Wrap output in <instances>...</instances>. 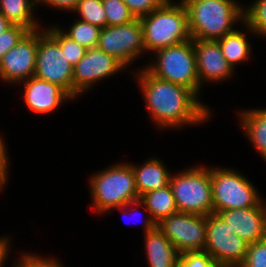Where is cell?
<instances>
[{"instance_id": "6da1fadb", "label": "cell", "mask_w": 266, "mask_h": 267, "mask_svg": "<svg viewBox=\"0 0 266 267\" xmlns=\"http://www.w3.org/2000/svg\"><path fill=\"white\" fill-rule=\"evenodd\" d=\"M130 74L142 95L148 122L154 124L153 128L159 133L201 127L216 117L215 108L190 89L159 79L145 67Z\"/></svg>"}, {"instance_id": "7a4b0ae2", "label": "cell", "mask_w": 266, "mask_h": 267, "mask_svg": "<svg viewBox=\"0 0 266 267\" xmlns=\"http://www.w3.org/2000/svg\"><path fill=\"white\" fill-rule=\"evenodd\" d=\"M108 164L86 178L91 199V211L96 217L105 215L115 207L140 200L134 172L128 160Z\"/></svg>"}, {"instance_id": "3957f363", "label": "cell", "mask_w": 266, "mask_h": 267, "mask_svg": "<svg viewBox=\"0 0 266 267\" xmlns=\"http://www.w3.org/2000/svg\"><path fill=\"white\" fill-rule=\"evenodd\" d=\"M191 39L217 40L244 22L242 0H181Z\"/></svg>"}, {"instance_id": "277c9868", "label": "cell", "mask_w": 266, "mask_h": 267, "mask_svg": "<svg viewBox=\"0 0 266 267\" xmlns=\"http://www.w3.org/2000/svg\"><path fill=\"white\" fill-rule=\"evenodd\" d=\"M140 20L147 59L159 49L191 39L187 10L181 0H166Z\"/></svg>"}, {"instance_id": "5b68a950", "label": "cell", "mask_w": 266, "mask_h": 267, "mask_svg": "<svg viewBox=\"0 0 266 267\" xmlns=\"http://www.w3.org/2000/svg\"><path fill=\"white\" fill-rule=\"evenodd\" d=\"M143 66L159 79L190 89L202 100L204 89L198 79L193 39L155 51Z\"/></svg>"}, {"instance_id": "8992f818", "label": "cell", "mask_w": 266, "mask_h": 267, "mask_svg": "<svg viewBox=\"0 0 266 267\" xmlns=\"http://www.w3.org/2000/svg\"><path fill=\"white\" fill-rule=\"evenodd\" d=\"M183 167L174 169L169 183L178 211L202 216L213 214L210 165L199 162Z\"/></svg>"}, {"instance_id": "52a82bcc", "label": "cell", "mask_w": 266, "mask_h": 267, "mask_svg": "<svg viewBox=\"0 0 266 267\" xmlns=\"http://www.w3.org/2000/svg\"><path fill=\"white\" fill-rule=\"evenodd\" d=\"M213 211L234 210L257 206L265 196L240 169L210 165Z\"/></svg>"}, {"instance_id": "ba28073f", "label": "cell", "mask_w": 266, "mask_h": 267, "mask_svg": "<svg viewBox=\"0 0 266 267\" xmlns=\"http://www.w3.org/2000/svg\"><path fill=\"white\" fill-rule=\"evenodd\" d=\"M97 48L108 55L114 56L131 73L144 67L135 64H139L138 61L141 58L147 63L145 61L147 56H145L143 29L139 18L127 24L106 26L101 29Z\"/></svg>"}, {"instance_id": "9c48e42d", "label": "cell", "mask_w": 266, "mask_h": 267, "mask_svg": "<svg viewBox=\"0 0 266 267\" xmlns=\"http://www.w3.org/2000/svg\"><path fill=\"white\" fill-rule=\"evenodd\" d=\"M125 71L130 76L131 72L114 56L97 47L87 49L84 57L73 66V99L75 102L82 99L86 93L93 92L95 87L102 86L103 81L108 82L111 77L123 75Z\"/></svg>"}, {"instance_id": "30bf717a", "label": "cell", "mask_w": 266, "mask_h": 267, "mask_svg": "<svg viewBox=\"0 0 266 267\" xmlns=\"http://www.w3.org/2000/svg\"><path fill=\"white\" fill-rule=\"evenodd\" d=\"M35 77L56 84L73 98V66L59 43L45 30L38 29Z\"/></svg>"}, {"instance_id": "8fae6325", "label": "cell", "mask_w": 266, "mask_h": 267, "mask_svg": "<svg viewBox=\"0 0 266 267\" xmlns=\"http://www.w3.org/2000/svg\"><path fill=\"white\" fill-rule=\"evenodd\" d=\"M248 246L249 243L234 234L217 214L207 216L204 251L219 267H239L245 259Z\"/></svg>"}, {"instance_id": "7c38bea8", "label": "cell", "mask_w": 266, "mask_h": 267, "mask_svg": "<svg viewBox=\"0 0 266 267\" xmlns=\"http://www.w3.org/2000/svg\"><path fill=\"white\" fill-rule=\"evenodd\" d=\"M156 226L180 254L205 248L207 216L177 211Z\"/></svg>"}, {"instance_id": "4fadbf2b", "label": "cell", "mask_w": 266, "mask_h": 267, "mask_svg": "<svg viewBox=\"0 0 266 267\" xmlns=\"http://www.w3.org/2000/svg\"><path fill=\"white\" fill-rule=\"evenodd\" d=\"M38 29L28 31L19 42L4 54L0 62V82L15 88L35 74ZM8 85V86H6Z\"/></svg>"}, {"instance_id": "5bb4252c", "label": "cell", "mask_w": 266, "mask_h": 267, "mask_svg": "<svg viewBox=\"0 0 266 267\" xmlns=\"http://www.w3.org/2000/svg\"><path fill=\"white\" fill-rule=\"evenodd\" d=\"M18 89L22 87L19 93L22 103L26 110L34 116L46 117L47 115L59 112L64 104L74 103V99L61 87L48 81L39 79L35 76L22 81L15 86ZM23 95V96H22Z\"/></svg>"}, {"instance_id": "9a60e30c", "label": "cell", "mask_w": 266, "mask_h": 267, "mask_svg": "<svg viewBox=\"0 0 266 267\" xmlns=\"http://www.w3.org/2000/svg\"><path fill=\"white\" fill-rule=\"evenodd\" d=\"M196 54L197 73L200 86L205 89L213 85H222L230 82L236 72L224 58L222 49L217 40L193 39ZM205 86V88H204Z\"/></svg>"}, {"instance_id": "2e32d148", "label": "cell", "mask_w": 266, "mask_h": 267, "mask_svg": "<svg viewBox=\"0 0 266 267\" xmlns=\"http://www.w3.org/2000/svg\"><path fill=\"white\" fill-rule=\"evenodd\" d=\"M215 214L249 244L266 238V198L254 207L223 210Z\"/></svg>"}, {"instance_id": "e0dca14e", "label": "cell", "mask_w": 266, "mask_h": 267, "mask_svg": "<svg viewBox=\"0 0 266 267\" xmlns=\"http://www.w3.org/2000/svg\"><path fill=\"white\" fill-rule=\"evenodd\" d=\"M254 36L256 37V34L243 22L231 33L217 39L224 58L236 73H238L237 68H239V65L242 66L253 61L254 41L251 39L254 40Z\"/></svg>"}, {"instance_id": "ac0fdd59", "label": "cell", "mask_w": 266, "mask_h": 267, "mask_svg": "<svg viewBox=\"0 0 266 267\" xmlns=\"http://www.w3.org/2000/svg\"><path fill=\"white\" fill-rule=\"evenodd\" d=\"M235 108L236 121L255 153L266 162V107ZM238 119V120H237Z\"/></svg>"}, {"instance_id": "d6986e66", "label": "cell", "mask_w": 266, "mask_h": 267, "mask_svg": "<svg viewBox=\"0 0 266 267\" xmlns=\"http://www.w3.org/2000/svg\"><path fill=\"white\" fill-rule=\"evenodd\" d=\"M151 154L142 163L128 161L134 172L136 189L141 197L143 194L165 188L170 183L172 167L166 164L162 158Z\"/></svg>"}, {"instance_id": "ffe728a7", "label": "cell", "mask_w": 266, "mask_h": 267, "mask_svg": "<svg viewBox=\"0 0 266 267\" xmlns=\"http://www.w3.org/2000/svg\"><path fill=\"white\" fill-rule=\"evenodd\" d=\"M142 235L148 267H177L180 253L157 226Z\"/></svg>"}, {"instance_id": "44dd1931", "label": "cell", "mask_w": 266, "mask_h": 267, "mask_svg": "<svg viewBox=\"0 0 266 267\" xmlns=\"http://www.w3.org/2000/svg\"><path fill=\"white\" fill-rule=\"evenodd\" d=\"M37 12L36 0H0V13L12 25H21L29 31L45 25Z\"/></svg>"}, {"instance_id": "7402d4cb", "label": "cell", "mask_w": 266, "mask_h": 267, "mask_svg": "<svg viewBox=\"0 0 266 267\" xmlns=\"http://www.w3.org/2000/svg\"><path fill=\"white\" fill-rule=\"evenodd\" d=\"M140 200L156 224L178 211L170 184L163 189L143 194Z\"/></svg>"}, {"instance_id": "603a6c76", "label": "cell", "mask_w": 266, "mask_h": 267, "mask_svg": "<svg viewBox=\"0 0 266 267\" xmlns=\"http://www.w3.org/2000/svg\"><path fill=\"white\" fill-rule=\"evenodd\" d=\"M71 19L74 20H72L69 25L67 22L66 25L64 22L60 21H58L56 25L77 44H80L86 49L96 48L98 45L101 28L74 17L70 18L69 20Z\"/></svg>"}, {"instance_id": "cb8c5ba5", "label": "cell", "mask_w": 266, "mask_h": 267, "mask_svg": "<svg viewBox=\"0 0 266 267\" xmlns=\"http://www.w3.org/2000/svg\"><path fill=\"white\" fill-rule=\"evenodd\" d=\"M249 1V2H248ZM244 22L258 40L266 37V0H247L243 3Z\"/></svg>"}, {"instance_id": "d4e9b609", "label": "cell", "mask_w": 266, "mask_h": 267, "mask_svg": "<svg viewBox=\"0 0 266 267\" xmlns=\"http://www.w3.org/2000/svg\"><path fill=\"white\" fill-rule=\"evenodd\" d=\"M45 30L59 43L63 55L75 66L85 55L87 49L68 37L54 22H45ZM48 23V24H47Z\"/></svg>"}, {"instance_id": "484cf974", "label": "cell", "mask_w": 266, "mask_h": 267, "mask_svg": "<svg viewBox=\"0 0 266 267\" xmlns=\"http://www.w3.org/2000/svg\"><path fill=\"white\" fill-rule=\"evenodd\" d=\"M70 15H74V18L91 23L101 29L107 26L102 0H79Z\"/></svg>"}, {"instance_id": "4316f807", "label": "cell", "mask_w": 266, "mask_h": 267, "mask_svg": "<svg viewBox=\"0 0 266 267\" xmlns=\"http://www.w3.org/2000/svg\"><path fill=\"white\" fill-rule=\"evenodd\" d=\"M25 250L16 251L14 267H67L57 255L46 256L41 252L39 254L37 251Z\"/></svg>"}, {"instance_id": "83f0119b", "label": "cell", "mask_w": 266, "mask_h": 267, "mask_svg": "<svg viewBox=\"0 0 266 267\" xmlns=\"http://www.w3.org/2000/svg\"><path fill=\"white\" fill-rule=\"evenodd\" d=\"M111 211L113 213H114V211H118L119 213H121V215H123L122 217H125V219H126V217H128L127 220L129 219V217L131 219H134V218L136 219L137 216H140L139 217V220H136V223H137V221H138L137 225H139V223H141V227L143 228L142 229V231H143L142 233H144V234L147 233V232H149V231H152L156 227V225H157L152 220V218H151V216L149 214V211L146 209V206L141 202V200H137V201H134V202L127 203V204H125L122 207L112 208L105 216H107L110 213H112ZM131 215H133V216H131ZM132 217H134V218H132ZM123 220H124V218H123ZM130 222H131V220H130ZM130 224L131 223H129L128 225H130Z\"/></svg>"}, {"instance_id": "f1b7e54d", "label": "cell", "mask_w": 266, "mask_h": 267, "mask_svg": "<svg viewBox=\"0 0 266 267\" xmlns=\"http://www.w3.org/2000/svg\"><path fill=\"white\" fill-rule=\"evenodd\" d=\"M107 26L127 24L136 18L123 0H102Z\"/></svg>"}, {"instance_id": "f546056e", "label": "cell", "mask_w": 266, "mask_h": 267, "mask_svg": "<svg viewBox=\"0 0 266 267\" xmlns=\"http://www.w3.org/2000/svg\"><path fill=\"white\" fill-rule=\"evenodd\" d=\"M239 267H266V238L249 244L245 259Z\"/></svg>"}, {"instance_id": "4dcf8cb0", "label": "cell", "mask_w": 266, "mask_h": 267, "mask_svg": "<svg viewBox=\"0 0 266 267\" xmlns=\"http://www.w3.org/2000/svg\"><path fill=\"white\" fill-rule=\"evenodd\" d=\"M177 267H219L204 250L180 254Z\"/></svg>"}, {"instance_id": "1f68e13d", "label": "cell", "mask_w": 266, "mask_h": 267, "mask_svg": "<svg viewBox=\"0 0 266 267\" xmlns=\"http://www.w3.org/2000/svg\"><path fill=\"white\" fill-rule=\"evenodd\" d=\"M5 135L0 136V194H2L9 184L11 173V155Z\"/></svg>"}, {"instance_id": "d6a6232c", "label": "cell", "mask_w": 266, "mask_h": 267, "mask_svg": "<svg viewBox=\"0 0 266 267\" xmlns=\"http://www.w3.org/2000/svg\"><path fill=\"white\" fill-rule=\"evenodd\" d=\"M28 31L21 25H12L0 35V62L4 54L14 47Z\"/></svg>"}, {"instance_id": "836d02e7", "label": "cell", "mask_w": 266, "mask_h": 267, "mask_svg": "<svg viewBox=\"0 0 266 267\" xmlns=\"http://www.w3.org/2000/svg\"><path fill=\"white\" fill-rule=\"evenodd\" d=\"M166 0H123L135 18H141L160 7Z\"/></svg>"}, {"instance_id": "e575fe53", "label": "cell", "mask_w": 266, "mask_h": 267, "mask_svg": "<svg viewBox=\"0 0 266 267\" xmlns=\"http://www.w3.org/2000/svg\"><path fill=\"white\" fill-rule=\"evenodd\" d=\"M13 234H0V267H8V262L11 263L9 264V267H14V261H15V256H13V252L15 253L14 248V238ZM11 256V257H10ZM12 260H11V259ZM10 260V261H9Z\"/></svg>"}, {"instance_id": "d590c367", "label": "cell", "mask_w": 266, "mask_h": 267, "mask_svg": "<svg viewBox=\"0 0 266 267\" xmlns=\"http://www.w3.org/2000/svg\"><path fill=\"white\" fill-rule=\"evenodd\" d=\"M79 0H36L37 8L46 7L48 10H55V13L61 11L65 14H71V12L76 8Z\"/></svg>"}, {"instance_id": "8d00e7d4", "label": "cell", "mask_w": 266, "mask_h": 267, "mask_svg": "<svg viewBox=\"0 0 266 267\" xmlns=\"http://www.w3.org/2000/svg\"><path fill=\"white\" fill-rule=\"evenodd\" d=\"M11 26L12 24L0 13V35Z\"/></svg>"}]
</instances>
